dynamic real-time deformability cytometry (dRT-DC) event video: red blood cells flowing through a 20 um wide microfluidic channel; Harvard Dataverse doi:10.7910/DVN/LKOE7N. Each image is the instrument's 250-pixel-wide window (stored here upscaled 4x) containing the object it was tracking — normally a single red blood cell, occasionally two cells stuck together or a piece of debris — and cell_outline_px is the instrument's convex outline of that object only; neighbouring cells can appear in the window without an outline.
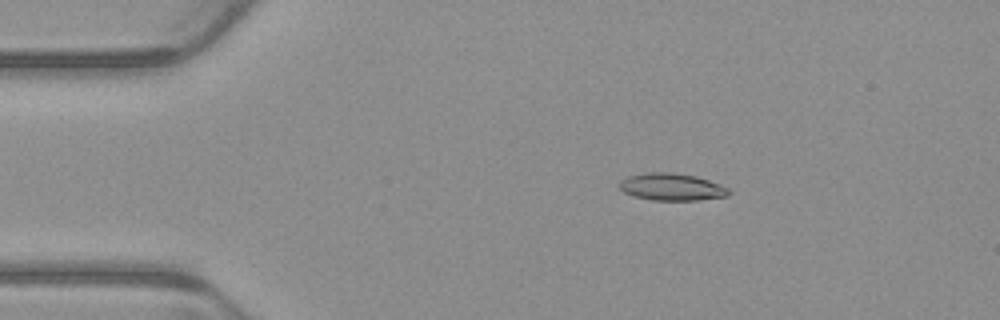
{"species": "common noctule bat (a hibernating species)", "species_latin": "Nyctalus noctula", "temperature_condition": "warm", "stored_images_in_passage": 5, "camera_frame_rate_fps": 3000, "um_per_image_px": 0.085, "animal": {"sex": "male", "body_mass_g": 23.1, "forearm_length_mm": 52.7}, "frame": {"image": 1, "passage_image": 2, "time_ms": 0.333, "image_size_px": [1000, 320], "cell_outline_px": [[732, 192], [728, 196], [700, 200], [652, 200], [632, 196], [624, 192], [620, 188], [620, 180], [628, 176], [648, 172], [668, 172], [696, 176], [720, 184], [728, 188]], "centroid_in_image_um": [57.11, 15.89], "position_along_channel_um": 27.9, "area_um2": 17.4}}
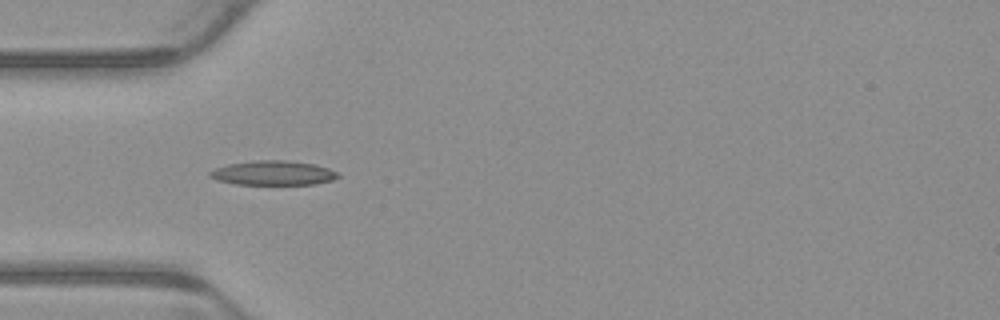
{"frame": {"image": 2, "passage_image": 4, "time_ms": 1.0, "image_size_px": [1000, 320], "cell_outline_px": [[340, 176], [332, 180], [316, 184], [236, 184], [216, 180], [208, 176], [208, 172], [216, 168], [228, 164], [260, 160], [284, 160], [316, 164], [340, 172]], "centroid_in_image_um": [23.24, 14.7], "position_along_channel_um": 61.8, "area_um2": 18.26}}
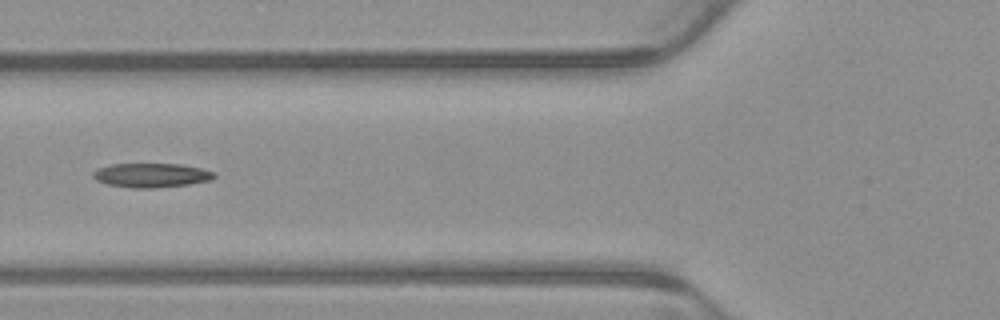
{"frame": {"image": 3, "passage_image": 5, "time_ms": 1.333, "image_size_px": [1000, 320], "cell_outline_px": [[216, 176], [212, 180], [188, 184], [156, 188], [132, 188], [108, 184], [96, 180], [92, 176], [92, 172], [96, 168], [108, 164], [180, 164], [200, 168], [216, 172]], "centroid_in_image_um": [12.85, 14.89], "position_along_channel_um": 113.0, "area_um2": 17.22}}